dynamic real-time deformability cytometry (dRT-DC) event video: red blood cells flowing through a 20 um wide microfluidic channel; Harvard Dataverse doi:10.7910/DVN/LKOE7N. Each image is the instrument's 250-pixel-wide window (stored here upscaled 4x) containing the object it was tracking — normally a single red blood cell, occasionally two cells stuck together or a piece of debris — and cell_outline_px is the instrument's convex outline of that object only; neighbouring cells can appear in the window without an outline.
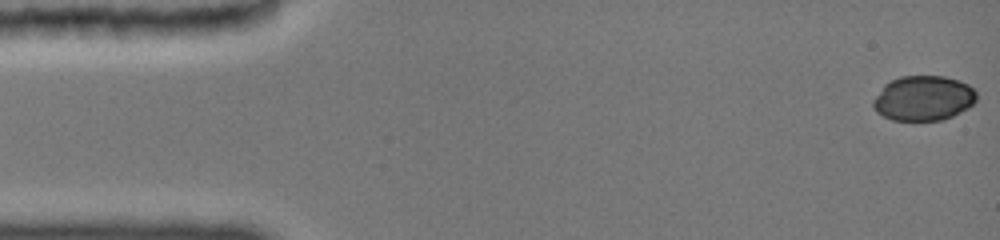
{"species": "common noctule bat (a hibernating species)", "species_latin": "Nyctalus noctula", "temperature_condition": "cold", "stored_images_in_passage": 24, "camera_frame_rate_fps": 3000, "um_per_image_px": 0.085, "animal": {"sex": "female", "body_mass_g": 19.0, "forearm_length_mm": 51.5}, "frame": {"image": 1, "passage_image": 1, "time_ms": 0.0, "image_size_px": [1000, 240], "cell_outline_px": [[976, 100], [968, 108], [952, 116], [940, 120], [892, 120], [876, 112], [872, 104], [872, 100], [884, 84], [900, 76], [944, 76], [960, 80], [968, 84], [976, 92]], "centroid_in_image_um": [78.48, 8.34], "position_along_channel_um": 6.5, "area_um2": 27.11}}